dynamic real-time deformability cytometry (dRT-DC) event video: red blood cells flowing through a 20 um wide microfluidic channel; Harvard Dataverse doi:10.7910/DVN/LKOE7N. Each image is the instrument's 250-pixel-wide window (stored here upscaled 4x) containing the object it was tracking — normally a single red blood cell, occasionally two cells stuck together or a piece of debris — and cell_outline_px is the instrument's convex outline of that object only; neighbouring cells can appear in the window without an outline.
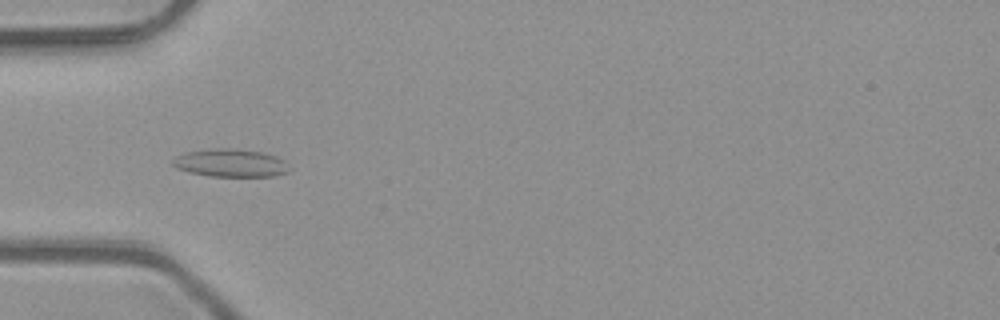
{"species": "common noctule bat (a hibernating species)", "species_latin": "Nyctalus noctula", "temperature_condition": "room temperature", "stored_images_in_passage": 38, "camera_frame_rate_fps": 3000, "um_per_image_px": 0.085, "animal": {"sex": "male", "body_mass_g": 23.1, "forearm_length_mm": 52.7}, "frame": {"image": 1, "passage_image": 6, "time_ms": 1.667, "image_size_px": [1000, 320], "cell_outline_px": [[288, 172], [272, 176], [208, 176], [188, 172], [176, 168], [172, 164], [172, 160], [176, 156], [184, 152], [208, 148], [232, 148], [260, 152], [276, 156], [284, 160], [288, 168]], "centroid_in_image_um": [19.53, 13.84], "position_along_channel_um": 65.5, "area_um2": 19.02}}
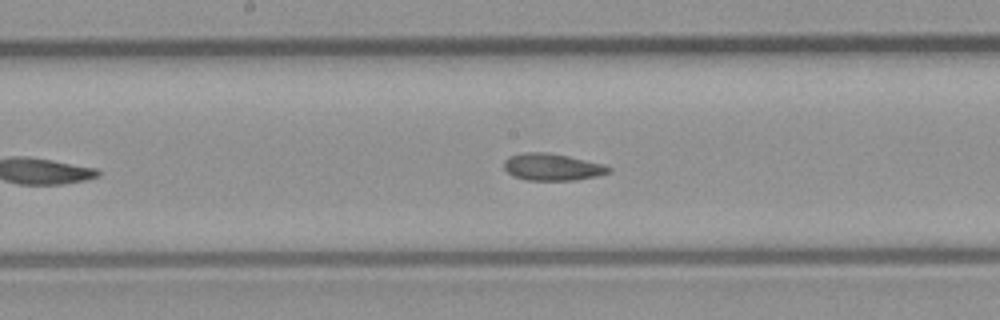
{"frame": {"image": 2, "passage_image": 16, "time_ms": 5.0, "image_size_px": [1000, 320], "cell_outline_px": [[612, 172], [600, 176], [576, 180], [528, 180], [512, 176], [504, 168], [504, 160], [508, 156], [524, 152], [548, 152], [568, 156], [604, 164], [612, 168]], "centroid_in_image_um": [46.97, 14.2], "position_along_channel_um": 201.2, "area_um2": 16.7}}
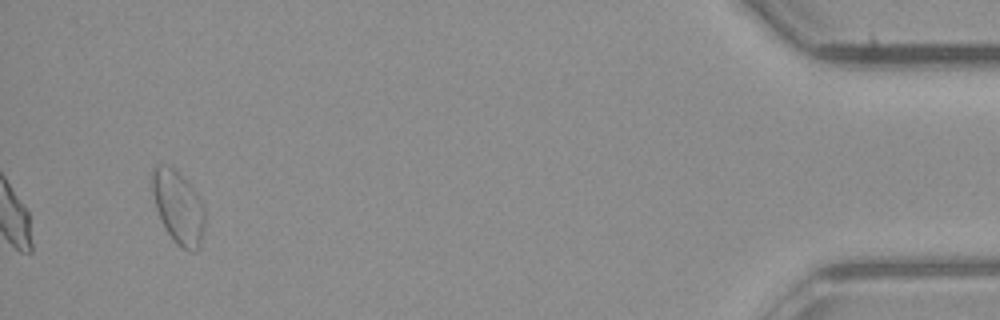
{"frame": {"image": 3, "passage_image": 38, "time_ms": 12.333, "image_size_px": [1000, 320], "cell_outline_px": [[204, 228], [200, 244], [196, 252], [188, 252], [180, 248], [176, 244], [164, 228], [156, 208], [152, 192], [152, 172], [156, 164], [172, 164], [188, 184], [200, 200], [204, 208]], "centroid_in_image_um": [15.13, 17.63], "position_along_channel_um": 420.1, "area_um2": 22.48}, "authors_computed_cell_mechanics": {"area_um2": 16.7331, "velocity_mm_per_s": 4.0677, "shape_relaxation_time_tau1_ms": null, "shape_relaxation_time_tau2_ms": 3.1797, "deformation_change_tau1": null, "deformation_change_tau2": 0.0781}}